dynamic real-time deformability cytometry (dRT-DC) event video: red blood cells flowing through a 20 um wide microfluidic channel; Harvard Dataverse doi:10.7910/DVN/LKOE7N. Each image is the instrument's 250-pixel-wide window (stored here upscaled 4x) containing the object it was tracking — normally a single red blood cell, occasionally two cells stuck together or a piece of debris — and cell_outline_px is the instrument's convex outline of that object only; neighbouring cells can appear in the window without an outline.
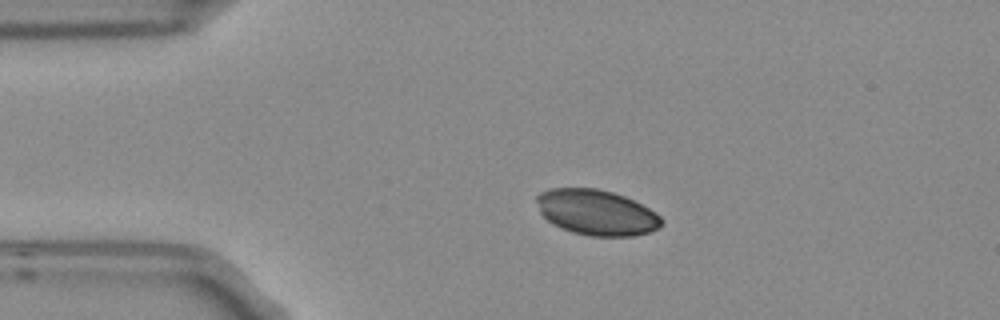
{"species": "Egyptian fruit bat (a non-hibernating species)", "species_latin": "Rousettus aegyptiacus", "temperature_condition": "room temperature", "stored_images_in_passage": 3, "camera_frame_rate_fps": 3000, "um_per_image_px": 0.085, "frame": {"image": 1, "passage_image": 2, "time_ms": 0.333, "image_size_px": [1000, 320], "cell_outline_px": [[664, 224], [660, 228], [648, 232], [632, 236], [588, 236], [572, 232], [560, 228], [552, 224], [540, 212], [536, 200], [536, 196], [540, 192], [548, 188], [596, 188], [612, 192], [624, 196], [656, 212], [664, 220]], "centroid_in_image_um": [50.7, 18.06], "position_along_channel_um": 34.3, "area_um2": 33.23}}